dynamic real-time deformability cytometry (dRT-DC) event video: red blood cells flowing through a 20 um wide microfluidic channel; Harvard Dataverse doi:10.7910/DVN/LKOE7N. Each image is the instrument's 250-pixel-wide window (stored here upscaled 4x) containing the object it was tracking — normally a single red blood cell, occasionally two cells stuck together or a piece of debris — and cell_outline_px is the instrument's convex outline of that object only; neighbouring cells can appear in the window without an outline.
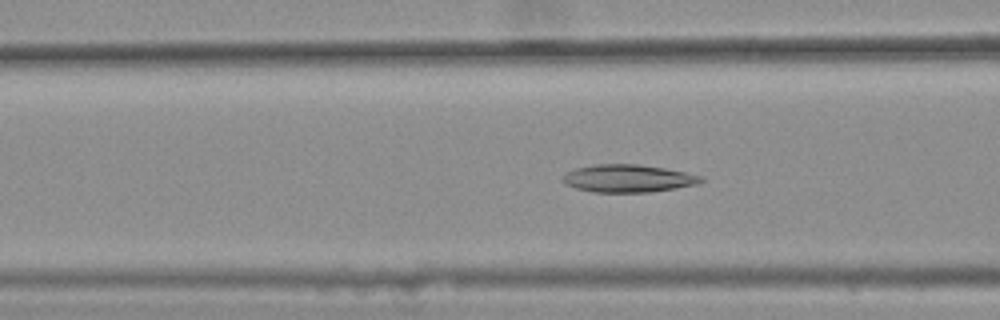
{"species": "common noctule bat (a hibernating species)", "species_latin": "Nyctalus noctula", "temperature_condition": "warm", "stored_images_in_passage": 46, "camera_frame_rate_fps": 3000, "um_per_image_px": 0.085, "animal": {"sex": "female", "body_mass_g": 25.1}, "frame": {"image": 1, "passage_image": 21, "time_ms": 6.667, "image_size_px": [1000, 320], "cell_outline_px": [[704, 180], [700, 184], [676, 188], [648, 192], [592, 192], [576, 188], [564, 184], [560, 180], [568, 172], [576, 168], [596, 164], [640, 164], [664, 168], [684, 172], [700, 176]], "centroid_in_image_um": [53.37, 15.17], "position_along_channel_um": 113.2, "area_um2": 22.25}}
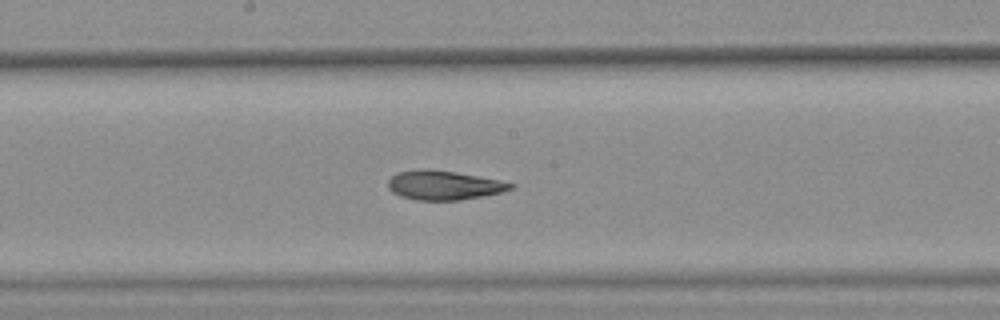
{"frame": {"image": 2, "passage_image": 29, "time_ms": 9.333, "image_size_px": [1000, 320], "cell_outline_px": [[512, 188], [500, 192], [460, 200], [416, 200], [400, 196], [392, 192], [388, 188], [388, 180], [396, 172], [424, 168], [428, 168], [456, 172], [500, 180], [512, 184]], "centroid_in_image_um": [37.65, 15.73], "position_along_channel_um": 210.6, "area_um2": 20.75}}
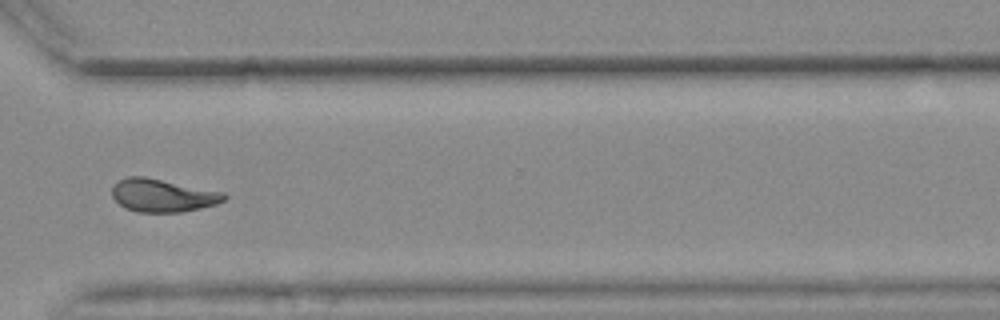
{"frame": {"image": 3, "passage_image": 41, "time_ms": 13.333, "image_size_px": [1000, 320], "cell_outline_px": [[228, 196], [224, 200], [216, 204], [200, 208], [180, 212], [136, 212], [124, 208], [112, 196], [112, 188], [120, 180], [128, 176], [144, 176], [224, 192]], "centroid_in_image_um": [13.83, 16.61], "position_along_channel_um": 356.8, "area_um2": 21.44}, "authors_computed_cell_mechanics": {"area_um2": 21.7328, "velocity_mm_per_s": 3.6465, "shape_relaxation_time_tau1_ms": null, "shape_relaxation_time_tau2_ms": 2.9406, "deformation_change_tau1": null, "deformation_change_tau2": 0.0974}}